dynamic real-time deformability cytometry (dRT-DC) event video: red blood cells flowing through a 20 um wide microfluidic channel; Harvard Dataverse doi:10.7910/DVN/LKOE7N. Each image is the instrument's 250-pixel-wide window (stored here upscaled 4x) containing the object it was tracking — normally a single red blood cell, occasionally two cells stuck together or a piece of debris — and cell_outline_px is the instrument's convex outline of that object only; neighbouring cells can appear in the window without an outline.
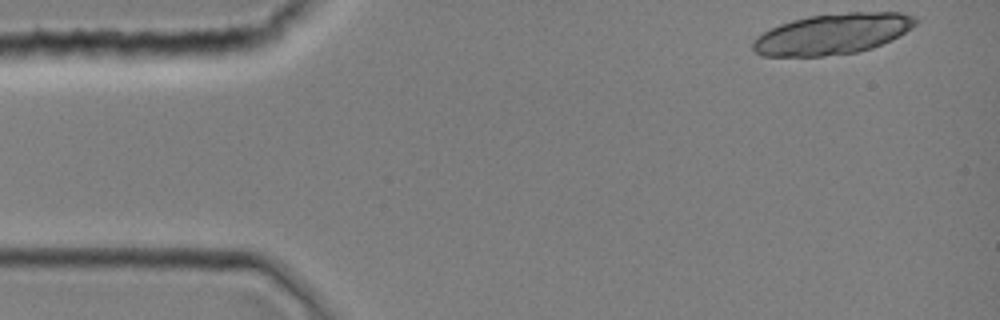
{"species": "common noctule bat (a hibernating species)", "species_latin": "Nyctalus noctula", "temperature_condition": "room temperature", "stored_images_in_passage": 12, "camera_frame_rate_fps": 3000, "um_per_image_px": 0.085, "animal": {"sex": "female", "body_mass_g": 19.0, "forearm_length_mm": 51.5}, "frame": {"image": 1, "passage_image": 1, "time_ms": 0.0, "image_size_px": [1000, 320], "cell_outline_px": [[920, 20], [912, 28], [892, 40], [872, 48], [856, 52], [824, 56], [760, 56], [752, 48], [752, 40], [756, 36], [780, 24], [792, 20], [808, 16], [848, 12], [900, 12], [916, 16]], "centroid_in_image_um": [70.79, 2.88], "position_along_channel_um": 14.2, "area_um2": 38.84}}